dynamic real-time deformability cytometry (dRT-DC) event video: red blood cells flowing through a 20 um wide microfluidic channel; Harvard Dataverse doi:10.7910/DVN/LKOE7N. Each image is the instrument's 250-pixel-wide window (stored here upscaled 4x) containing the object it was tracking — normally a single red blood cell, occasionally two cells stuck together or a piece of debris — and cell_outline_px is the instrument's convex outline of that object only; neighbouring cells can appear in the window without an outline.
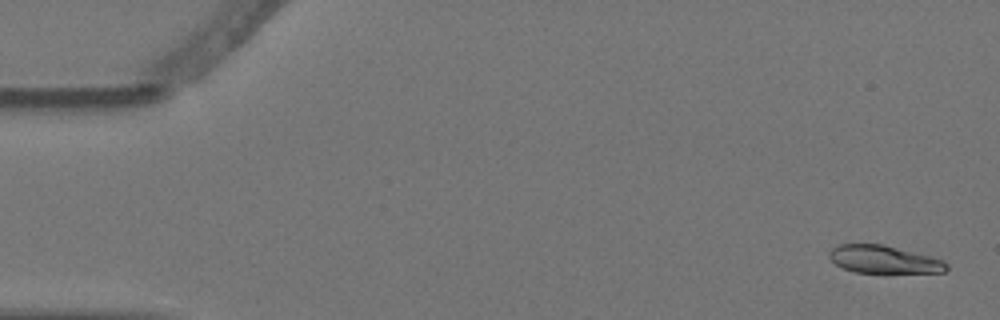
{"species": "Egyptian fruit bat (a non-hibernating species)", "species_latin": "Rousettus aegyptiacus", "temperature_condition": "warm", "stored_images_in_passage": 3, "camera_frame_rate_fps": 3000, "um_per_image_px": 0.085, "animal": {"sex": "female"}, "frame": {"image": 1, "passage_image": 1, "time_ms": 0.0, "image_size_px": [1000, 320], "cell_outline_px": [[948, 268], [944, 272], [888, 276], [852, 272], [836, 264], [828, 256], [828, 252], [836, 244], [884, 244], [932, 256], [944, 260], [948, 264]], "centroid_in_image_um": [75.19, 22.11], "position_along_channel_um": 9.8, "area_um2": 20.35}}